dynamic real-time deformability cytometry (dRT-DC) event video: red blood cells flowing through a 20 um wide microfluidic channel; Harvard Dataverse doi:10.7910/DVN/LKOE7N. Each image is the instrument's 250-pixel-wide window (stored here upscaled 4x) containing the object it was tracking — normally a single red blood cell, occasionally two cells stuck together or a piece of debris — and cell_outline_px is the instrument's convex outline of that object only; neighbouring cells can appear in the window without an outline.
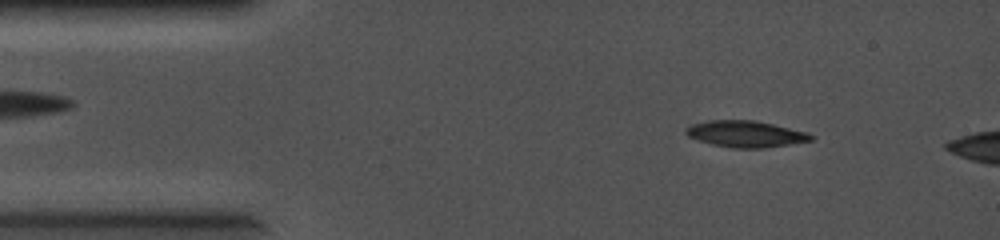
{"species": "common noctule bat (a hibernating species)", "species_latin": "Nyctalus noctula", "temperature_condition": "cold", "stored_images_in_passage": 49, "camera_frame_rate_fps": 5000, "um_per_image_px": 0.085, "animal": {"sex": "female", "body_mass_g": 19.0, "forearm_length_mm": 56.7}, "frame": {"image": 1, "passage_image": 4, "time_ms": 0.6, "image_size_px": [1000, 240], "cell_outline_px": [[816, 136], [812, 140], [764, 148], [732, 148], [712, 144], [688, 136], [684, 132], [692, 124], [708, 120], [756, 120], [808, 132]], "centroid_in_image_um": [63.41, 11.38], "position_along_channel_um": 21.6, "area_um2": 19.19}}
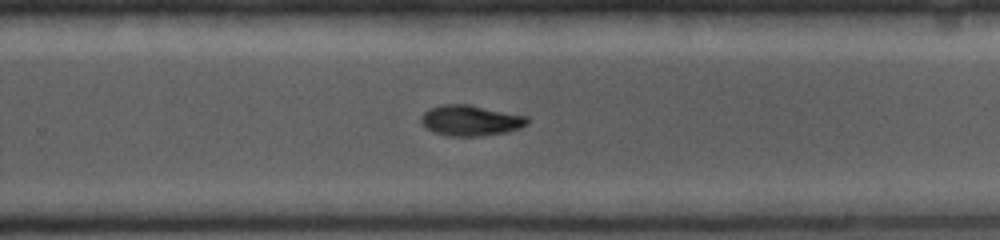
{"frame": {"image": 2, "passage_image": 29, "time_ms": 5.6, "image_size_px": [1000, 240], "cell_outline_px": [[528, 124], [520, 128], [508, 132], [480, 136], [448, 136], [432, 132], [424, 128], [420, 120], [424, 112], [428, 108], [444, 104], [468, 104], [528, 116]], "centroid_in_image_um": [39.98, 10.24], "position_along_channel_um": 289.8, "area_um2": 19.19}}
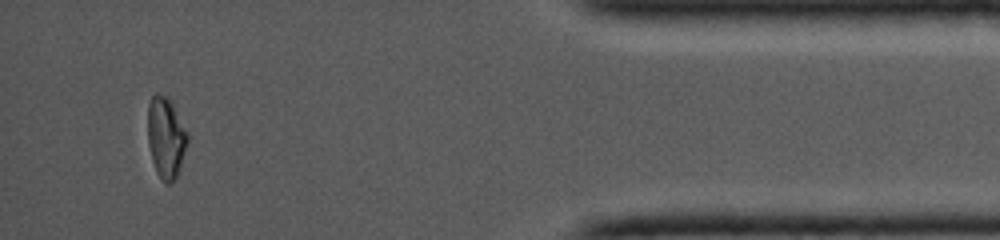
{"frame": {"image": 3, "passage_image": 46, "time_ms": 9.0, "image_size_px": [1000, 240], "cell_outline_px": [[188, 140], [176, 176], [172, 184], [164, 184], [156, 172], [152, 160], [148, 144], [148, 104], [152, 96], [156, 92], [160, 92], [172, 100], [188, 132]], "centroid_in_image_um": [14.1, 11.64], "position_along_channel_um": 421.1, "area_um2": 19.02}}